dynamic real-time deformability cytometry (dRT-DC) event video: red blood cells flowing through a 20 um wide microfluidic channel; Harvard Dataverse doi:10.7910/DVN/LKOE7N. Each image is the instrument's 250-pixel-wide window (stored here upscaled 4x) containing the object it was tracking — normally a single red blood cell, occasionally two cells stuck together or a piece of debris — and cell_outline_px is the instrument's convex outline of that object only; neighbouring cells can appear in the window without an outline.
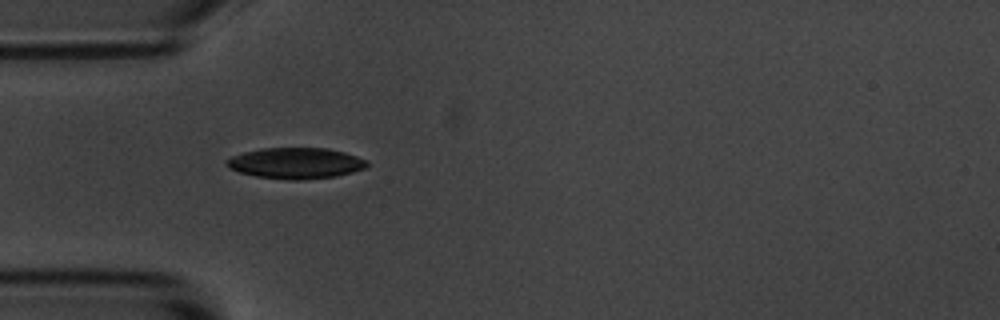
{"species": "common noctule bat (a hibernating species)", "species_latin": "Nyctalus noctula", "temperature_condition": "room temperature", "stored_images_in_passage": 2, "camera_frame_rate_fps": 3000, "um_per_image_px": 0.085, "animal": {"sex": "male", "body_mass_g": 20.1, "forearm_length_mm": 53.5}, "frame": {"image": 1, "passage_image": 1, "time_ms": 0.0, "image_size_px": [1000, 320], "cell_outline_px": [[368, 164], [364, 168], [352, 172], [336, 176], [300, 180], [288, 180], [256, 176], [240, 172], [228, 168], [224, 164], [232, 156], [244, 152], [264, 148], [328, 148], [344, 152], [356, 156], [364, 160]], "centroid_in_image_um": [25.11, 13.87], "position_along_channel_um": 59.9, "area_um2": 25.14}}